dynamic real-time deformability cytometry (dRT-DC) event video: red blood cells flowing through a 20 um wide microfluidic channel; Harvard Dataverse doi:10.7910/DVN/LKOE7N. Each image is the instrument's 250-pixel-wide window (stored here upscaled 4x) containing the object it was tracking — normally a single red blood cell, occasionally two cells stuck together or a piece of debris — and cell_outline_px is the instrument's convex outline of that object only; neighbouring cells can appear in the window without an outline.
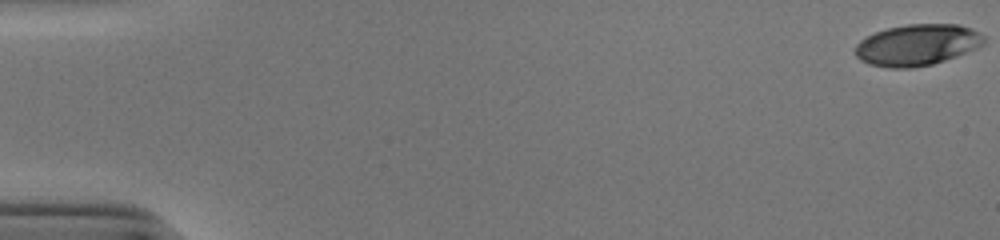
{"species": "human", "species_latin": "Homo sapiens", "temperature_condition": "cold", "stored_images_in_passage": 46, "camera_frame_rate_fps": 3000, "um_per_image_px": 0.085, "donor": {"sex": "male"}, "frame": {"image": 1, "passage_image": 1, "time_ms": 0.0, "image_size_px": [1000, 240], "cell_outline_px": [[984, 44], [944, 60], [932, 64], [912, 68], [888, 68], [868, 64], [860, 60], [856, 56], [856, 44], [860, 40], [876, 32], [888, 28], [908, 24], [956, 24], [968, 28], [984, 36]], "centroid_in_image_um": [77.9, 3.83], "position_along_channel_um": 7.1, "area_um2": 30.52}}
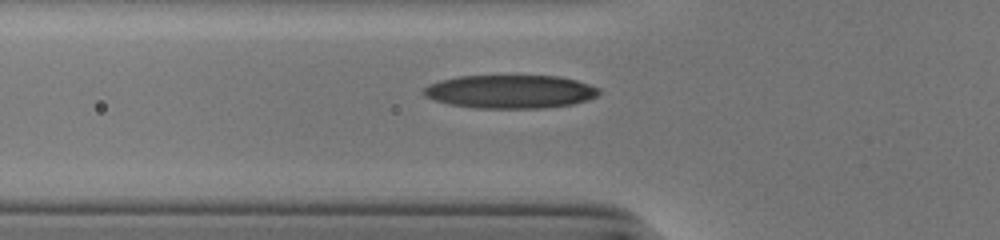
{"frame": {"image": 2, "passage_image": 20, "time_ms": 6.333, "image_size_px": [1000, 240], "cell_outline_px": [[600, 92], [596, 96], [588, 100], [572, 104], [544, 108], [476, 108], [448, 104], [424, 96], [420, 92], [428, 84], [440, 80], [460, 76], [560, 76], [576, 80], [600, 88]], "centroid_in_image_um": [43.35, 7.79], "position_along_channel_um": 82.4, "area_um2": 34.22}}
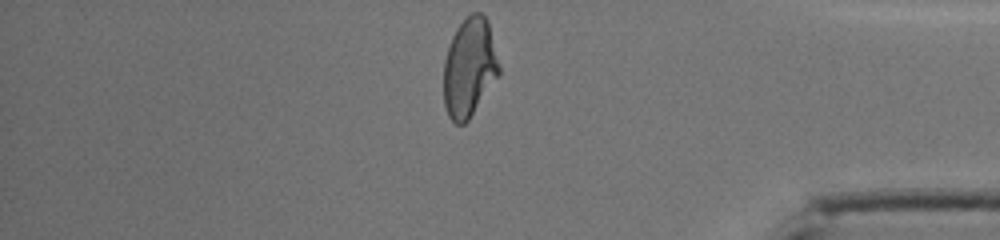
{"frame": {"image": 3, "passage_image": 46, "time_ms": 15.0, "image_size_px": [1000, 240], "cell_outline_px": [[500, 76], [468, 120], [464, 124], [456, 124], [448, 116], [444, 104], [444, 60], [452, 36], [456, 28], [472, 12], [480, 12], [488, 20], [500, 68]], "centroid_in_image_um": [39.91, 5.76], "position_along_channel_um": 395.3, "area_um2": 32.02}, "authors_computed_cell_mechanics": {"area_um2": 32.3969, "velocity_mm_per_s": 3.9017, "shape_relaxation_time_tau1_ms": 8.4727, "shape_relaxation_time_tau2_ms": 1.2293, "deformation_change_tau1": 0.2902, "deformation_change_tau2": 0.0824}}